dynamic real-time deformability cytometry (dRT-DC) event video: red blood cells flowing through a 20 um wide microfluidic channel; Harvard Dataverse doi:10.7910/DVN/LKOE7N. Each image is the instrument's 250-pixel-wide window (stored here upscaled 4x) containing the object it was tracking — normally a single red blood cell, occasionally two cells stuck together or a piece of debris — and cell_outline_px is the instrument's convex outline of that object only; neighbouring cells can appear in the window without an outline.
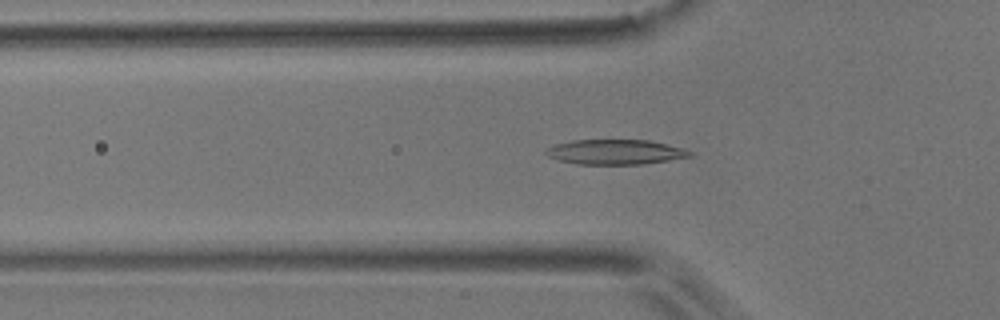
{"species": "common noctule bat (a hibernating species)", "species_latin": "Nyctalus noctula", "temperature_condition": "room temperature", "stored_images_in_passage": 53, "camera_frame_rate_fps": 3000, "um_per_image_px": 0.085, "animal": {"sex": "male", "body_mass_g": 17.9}, "frame": {"image": 1, "passage_image": 16, "time_ms": 5.0, "image_size_px": [1000, 320], "cell_outline_px": [[692, 156], [644, 164], [580, 164], [560, 160], [548, 156], [544, 152], [548, 148], [556, 144], [572, 140], [648, 140], [684, 148], [692, 152]], "centroid_in_image_um": [52.32, 12.91], "position_along_channel_um": 73.5, "area_um2": 20.69}}
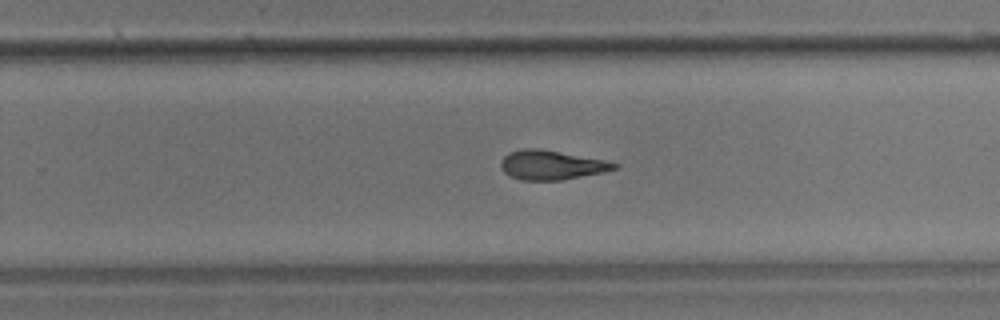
{"frame": {"image": 2, "passage_image": 33, "time_ms": 10.667, "image_size_px": [1000, 320], "cell_outline_px": [[620, 164], [616, 168], [604, 172], [560, 180], [520, 180], [508, 176], [500, 168], [500, 160], [508, 152], [524, 148], [540, 148], [604, 160]], "centroid_in_image_um": [46.81, 14.02], "position_along_channel_um": 283.0, "area_um2": 19.48}}
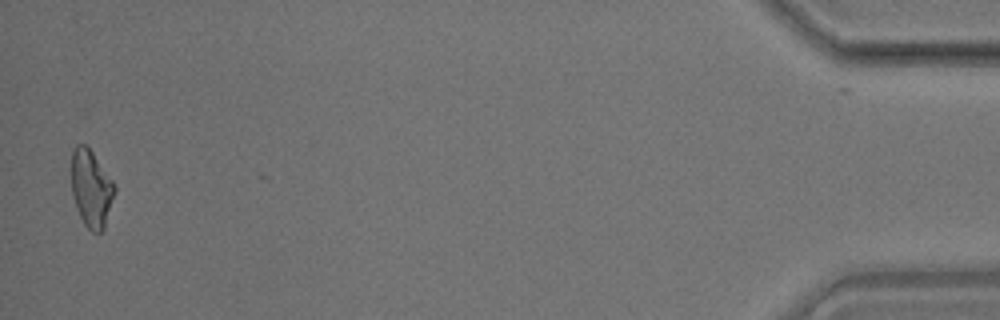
{"frame": {"image": 3, "passage_image": 52, "time_ms": 17.0, "image_size_px": [1000, 320], "cell_outline_px": [[116, 192], [104, 228], [100, 232], [92, 232], [84, 224], [76, 208], [72, 196], [72, 152], [76, 144], [84, 144], [92, 152], [112, 180], [116, 188]], "centroid_in_image_um": [7.76, 16.04], "position_along_channel_um": 427.4, "area_um2": 19.31}, "authors_computed_cell_mechanics": {"area_um2": 19.7098, "velocity_mm_per_s": 3.6873, "shape_relaxation_time_tau1_ms": 8.3985, "shape_relaxation_time_tau2_ms": 3.4998, "deformation_change_tau1": 0.2048, "deformation_change_tau2": 0.1366}}